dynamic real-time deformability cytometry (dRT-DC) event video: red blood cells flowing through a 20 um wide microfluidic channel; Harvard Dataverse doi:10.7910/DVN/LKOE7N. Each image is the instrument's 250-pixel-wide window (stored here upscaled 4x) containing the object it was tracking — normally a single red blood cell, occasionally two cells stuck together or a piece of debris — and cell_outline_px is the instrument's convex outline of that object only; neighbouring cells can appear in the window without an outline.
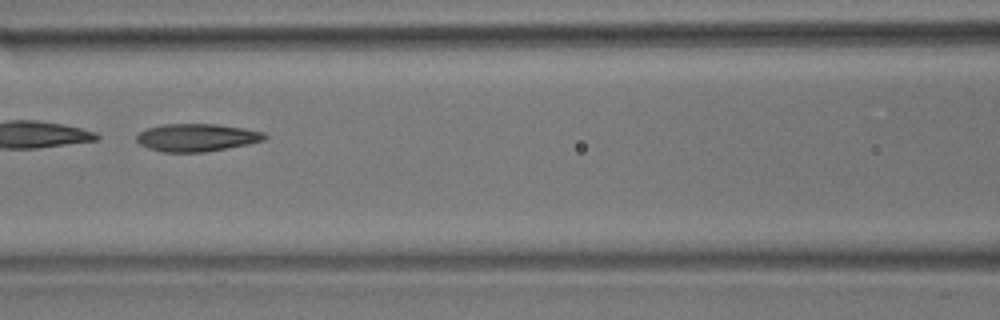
{"species": "common noctule bat (a hibernating species)", "species_latin": "Nyctalus noctula", "temperature_condition": "room temperature", "stored_images_in_passage": 50, "camera_frame_rate_fps": 3000, "um_per_image_px": 0.085, "animal": {"sex": "male", "body_mass_g": 17.9}, "frame": {"image": 1, "passage_image": 22, "time_ms": 7.0, "image_size_px": [1000, 320], "cell_outline_px": [[268, 136], [264, 140], [248, 144], [204, 152], [164, 152], [148, 148], [140, 144], [136, 140], [136, 136], [140, 132], [148, 128], [164, 124], [216, 124], [244, 128], [264, 132]], "centroid_in_image_um": [16.73, 11.69], "position_along_channel_um": 149.9, "area_um2": 20.58}, "authors_computed_cell_mechanics": {"area_um2": 29.478, "velocity_mm_per_s": 3.856, "shape_relaxation_time_tau1_ms": 9.4409, "shape_relaxation_time_tau2_ms": 2.2304, "deformation_change_tau1": 0.2241, "deformation_change_tau2": 0.104}}